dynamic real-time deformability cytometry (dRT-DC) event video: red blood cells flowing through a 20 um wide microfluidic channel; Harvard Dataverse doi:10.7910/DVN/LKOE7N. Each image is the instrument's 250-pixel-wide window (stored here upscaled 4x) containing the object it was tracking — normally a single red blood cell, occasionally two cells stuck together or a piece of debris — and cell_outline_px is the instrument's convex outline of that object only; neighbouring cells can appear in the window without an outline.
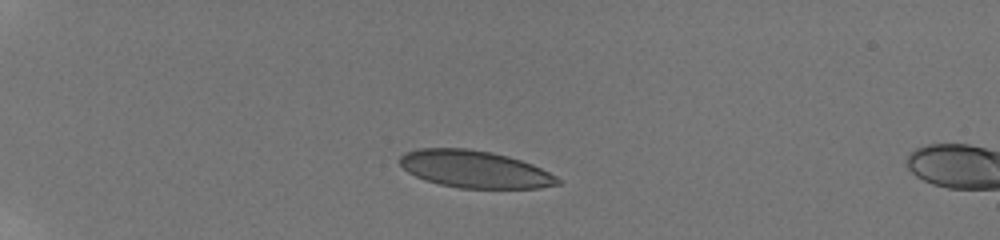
{"species": "human", "species_latin": "Homo sapiens", "temperature_condition": "room temperature", "stored_images_in_passage": 18, "camera_frame_rate_fps": 3000, "um_per_image_px": 0.085, "donor": {"sex": "male"}, "frame": {"image": 1, "passage_image": 13, "time_ms": 3.0, "image_size_px": [1000, 240], "cell_outline_px": [[560, 184], [540, 188], [460, 188], [440, 184], [424, 180], [408, 172], [400, 164], [400, 156], [404, 152], [416, 148], [468, 148], [492, 152], [508, 156], [532, 164], [556, 176], [560, 180]], "centroid_in_image_um": [40.33, 14.37], "position_along_channel_um": 44.7, "area_um2": 34.28}}